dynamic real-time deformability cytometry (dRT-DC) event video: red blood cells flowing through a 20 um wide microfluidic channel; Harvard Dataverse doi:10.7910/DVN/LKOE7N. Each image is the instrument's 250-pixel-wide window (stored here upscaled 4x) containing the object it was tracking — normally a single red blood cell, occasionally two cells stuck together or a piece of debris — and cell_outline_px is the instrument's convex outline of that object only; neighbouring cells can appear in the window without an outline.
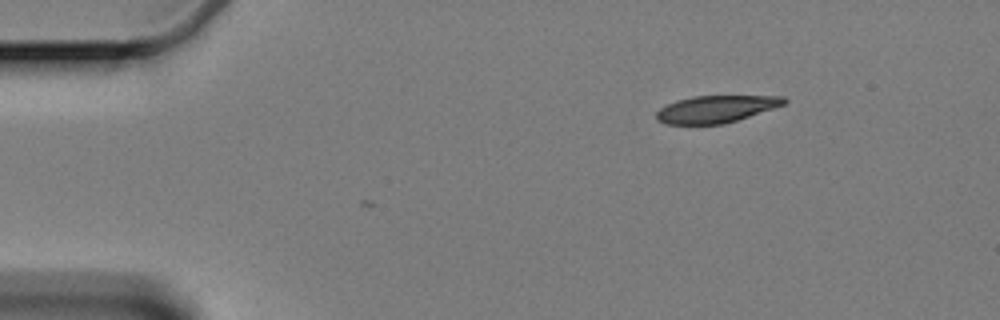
{"species": "Egyptian fruit bat (a non-hibernating species)", "species_latin": "Rousettus aegyptiacus", "temperature_condition": "cold", "stored_images_in_passage": 2, "camera_frame_rate_fps": 3000, "um_per_image_px": 0.085, "animal": {"sex": "female"}, "frame": {"image": 1, "passage_image": 1, "time_ms": 0.0, "image_size_px": [1000, 320], "cell_outline_px": [[788, 100], [784, 104], [724, 124], [664, 124], [656, 120], [656, 112], [660, 108], [676, 100], [692, 96], [784, 96]], "centroid_in_image_um": [60.81, 9.27], "position_along_channel_um": 24.2, "area_um2": 20.0}}